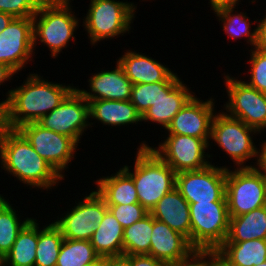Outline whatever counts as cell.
<instances>
[{"mask_svg":"<svg viewBox=\"0 0 266 266\" xmlns=\"http://www.w3.org/2000/svg\"><path fill=\"white\" fill-rule=\"evenodd\" d=\"M212 97L204 101L201 97L197 98V95H194L174 116L165 130V135L162 136L179 134L210 139L211 124L214 115L217 113L215 108L216 100Z\"/></svg>","mask_w":266,"mask_h":266,"instance_id":"2e32d148","label":"cell"},{"mask_svg":"<svg viewBox=\"0 0 266 266\" xmlns=\"http://www.w3.org/2000/svg\"><path fill=\"white\" fill-rule=\"evenodd\" d=\"M104 266H130V263L125 256L106 257Z\"/></svg>","mask_w":266,"mask_h":266,"instance_id":"ee69618b","label":"cell"},{"mask_svg":"<svg viewBox=\"0 0 266 266\" xmlns=\"http://www.w3.org/2000/svg\"><path fill=\"white\" fill-rule=\"evenodd\" d=\"M137 150L134 168L131 165L122 168L133 178L139 203L150 212L166 193L175 188L176 172L146 141H141Z\"/></svg>","mask_w":266,"mask_h":266,"instance_id":"277c9868","label":"cell"},{"mask_svg":"<svg viewBox=\"0 0 266 266\" xmlns=\"http://www.w3.org/2000/svg\"><path fill=\"white\" fill-rule=\"evenodd\" d=\"M216 251L231 266H258L266 262V239L224 242Z\"/></svg>","mask_w":266,"mask_h":266,"instance_id":"484cf974","label":"cell"},{"mask_svg":"<svg viewBox=\"0 0 266 266\" xmlns=\"http://www.w3.org/2000/svg\"><path fill=\"white\" fill-rule=\"evenodd\" d=\"M158 221L180 232L191 244L190 207L186 199L175 187L166 193L149 212Z\"/></svg>","mask_w":266,"mask_h":266,"instance_id":"ffe728a7","label":"cell"},{"mask_svg":"<svg viewBox=\"0 0 266 266\" xmlns=\"http://www.w3.org/2000/svg\"><path fill=\"white\" fill-rule=\"evenodd\" d=\"M29 75L20 86L6 93V124L8 129L38 122L43 116L58 107L75 88L74 84L50 82L37 73Z\"/></svg>","mask_w":266,"mask_h":266,"instance_id":"6da1fadb","label":"cell"},{"mask_svg":"<svg viewBox=\"0 0 266 266\" xmlns=\"http://www.w3.org/2000/svg\"><path fill=\"white\" fill-rule=\"evenodd\" d=\"M105 258L100 257L97 261L84 265V266H104Z\"/></svg>","mask_w":266,"mask_h":266,"instance_id":"7dc6e473","label":"cell"},{"mask_svg":"<svg viewBox=\"0 0 266 266\" xmlns=\"http://www.w3.org/2000/svg\"><path fill=\"white\" fill-rule=\"evenodd\" d=\"M227 168L213 162L201 170L177 173L175 187L188 203L227 201Z\"/></svg>","mask_w":266,"mask_h":266,"instance_id":"4fadbf2b","label":"cell"},{"mask_svg":"<svg viewBox=\"0 0 266 266\" xmlns=\"http://www.w3.org/2000/svg\"><path fill=\"white\" fill-rule=\"evenodd\" d=\"M130 266H164L165 263L150 255H125Z\"/></svg>","mask_w":266,"mask_h":266,"instance_id":"8d00e7d4","label":"cell"},{"mask_svg":"<svg viewBox=\"0 0 266 266\" xmlns=\"http://www.w3.org/2000/svg\"><path fill=\"white\" fill-rule=\"evenodd\" d=\"M37 221L32 218L18 233L12 248L2 259V266H35L39 223Z\"/></svg>","mask_w":266,"mask_h":266,"instance_id":"4316f807","label":"cell"},{"mask_svg":"<svg viewBox=\"0 0 266 266\" xmlns=\"http://www.w3.org/2000/svg\"><path fill=\"white\" fill-rule=\"evenodd\" d=\"M152 232L153 217L150 213L125 228L123 234V256L149 255Z\"/></svg>","mask_w":266,"mask_h":266,"instance_id":"f1b7e54d","label":"cell"},{"mask_svg":"<svg viewBox=\"0 0 266 266\" xmlns=\"http://www.w3.org/2000/svg\"><path fill=\"white\" fill-rule=\"evenodd\" d=\"M257 134L261 135L255 128L228 116L221 109L213 117L209 144L214 142V146L220 147L236 168H251L256 166L260 150L253 138ZM254 159L256 162H253ZM250 160H253L251 163L254 165Z\"/></svg>","mask_w":266,"mask_h":266,"instance_id":"5b68a950","label":"cell"},{"mask_svg":"<svg viewBox=\"0 0 266 266\" xmlns=\"http://www.w3.org/2000/svg\"><path fill=\"white\" fill-rule=\"evenodd\" d=\"M33 149L64 179L65 171L76 157L78 144L70 137L46 129L38 122L28 123L17 129ZM70 163V164H69Z\"/></svg>","mask_w":266,"mask_h":266,"instance_id":"7c38bea8","label":"cell"},{"mask_svg":"<svg viewBox=\"0 0 266 266\" xmlns=\"http://www.w3.org/2000/svg\"><path fill=\"white\" fill-rule=\"evenodd\" d=\"M123 234V227L108 209L90 242L100 257H119L123 256Z\"/></svg>","mask_w":266,"mask_h":266,"instance_id":"cb8c5ba5","label":"cell"},{"mask_svg":"<svg viewBox=\"0 0 266 266\" xmlns=\"http://www.w3.org/2000/svg\"><path fill=\"white\" fill-rule=\"evenodd\" d=\"M0 167L29 189L52 190L64 179L16 129H7L0 139Z\"/></svg>","mask_w":266,"mask_h":266,"instance_id":"7a4b0ae2","label":"cell"},{"mask_svg":"<svg viewBox=\"0 0 266 266\" xmlns=\"http://www.w3.org/2000/svg\"><path fill=\"white\" fill-rule=\"evenodd\" d=\"M228 100L223 110L230 117L244 122L260 133L266 129V94L249 86L244 78L239 79L231 74H223ZM233 76V77H232ZM244 80V81H243Z\"/></svg>","mask_w":266,"mask_h":266,"instance_id":"9c48e42d","label":"cell"},{"mask_svg":"<svg viewBox=\"0 0 266 266\" xmlns=\"http://www.w3.org/2000/svg\"><path fill=\"white\" fill-rule=\"evenodd\" d=\"M107 207L123 229L141 220L149 213L140 203L107 205Z\"/></svg>","mask_w":266,"mask_h":266,"instance_id":"e575fe53","label":"cell"},{"mask_svg":"<svg viewBox=\"0 0 266 266\" xmlns=\"http://www.w3.org/2000/svg\"><path fill=\"white\" fill-rule=\"evenodd\" d=\"M241 0H209L211 10L215 11L223 7H238Z\"/></svg>","mask_w":266,"mask_h":266,"instance_id":"b9f144b4","label":"cell"},{"mask_svg":"<svg viewBox=\"0 0 266 266\" xmlns=\"http://www.w3.org/2000/svg\"><path fill=\"white\" fill-rule=\"evenodd\" d=\"M204 266H231L221 255L215 250H204Z\"/></svg>","mask_w":266,"mask_h":266,"instance_id":"f35d334b","label":"cell"},{"mask_svg":"<svg viewBox=\"0 0 266 266\" xmlns=\"http://www.w3.org/2000/svg\"><path fill=\"white\" fill-rule=\"evenodd\" d=\"M249 60L246 61L250 67L247 70L250 76L245 81L249 86L266 94V51L256 47L249 50Z\"/></svg>","mask_w":266,"mask_h":266,"instance_id":"836d02e7","label":"cell"},{"mask_svg":"<svg viewBox=\"0 0 266 266\" xmlns=\"http://www.w3.org/2000/svg\"><path fill=\"white\" fill-rule=\"evenodd\" d=\"M190 89L182 81L174 90H163V95L142 115V122H152L166 130L174 116L196 95Z\"/></svg>","mask_w":266,"mask_h":266,"instance_id":"7402d4cb","label":"cell"},{"mask_svg":"<svg viewBox=\"0 0 266 266\" xmlns=\"http://www.w3.org/2000/svg\"><path fill=\"white\" fill-rule=\"evenodd\" d=\"M38 123L46 129L72 138L79 145L81 136L88 127L92 130L89 102L75 87L58 107L43 116Z\"/></svg>","mask_w":266,"mask_h":266,"instance_id":"5bb4252c","label":"cell"},{"mask_svg":"<svg viewBox=\"0 0 266 266\" xmlns=\"http://www.w3.org/2000/svg\"><path fill=\"white\" fill-rule=\"evenodd\" d=\"M83 29L87 32L91 46L100 41L130 33L135 20L137 5L120 0H90Z\"/></svg>","mask_w":266,"mask_h":266,"instance_id":"8992f818","label":"cell"},{"mask_svg":"<svg viewBox=\"0 0 266 266\" xmlns=\"http://www.w3.org/2000/svg\"><path fill=\"white\" fill-rule=\"evenodd\" d=\"M195 251L187 237L171 229L166 223L153 218L150 256L169 263L184 260Z\"/></svg>","mask_w":266,"mask_h":266,"instance_id":"d6986e66","label":"cell"},{"mask_svg":"<svg viewBox=\"0 0 266 266\" xmlns=\"http://www.w3.org/2000/svg\"><path fill=\"white\" fill-rule=\"evenodd\" d=\"M74 204L73 208L67 209L52 222L60 229L65 239L90 241L108 210L106 202L93 190L81 200H75Z\"/></svg>","mask_w":266,"mask_h":266,"instance_id":"8fae6325","label":"cell"},{"mask_svg":"<svg viewBox=\"0 0 266 266\" xmlns=\"http://www.w3.org/2000/svg\"><path fill=\"white\" fill-rule=\"evenodd\" d=\"M227 168L226 200L229 217L266 206V181L255 168Z\"/></svg>","mask_w":266,"mask_h":266,"instance_id":"ba28073f","label":"cell"},{"mask_svg":"<svg viewBox=\"0 0 266 266\" xmlns=\"http://www.w3.org/2000/svg\"><path fill=\"white\" fill-rule=\"evenodd\" d=\"M260 143V150L255 168L262 174L263 179L266 181V140H262Z\"/></svg>","mask_w":266,"mask_h":266,"instance_id":"60d3db41","label":"cell"},{"mask_svg":"<svg viewBox=\"0 0 266 266\" xmlns=\"http://www.w3.org/2000/svg\"><path fill=\"white\" fill-rule=\"evenodd\" d=\"M13 18L11 14L0 12V33L8 26Z\"/></svg>","mask_w":266,"mask_h":266,"instance_id":"bcb514c9","label":"cell"},{"mask_svg":"<svg viewBox=\"0 0 266 266\" xmlns=\"http://www.w3.org/2000/svg\"><path fill=\"white\" fill-rule=\"evenodd\" d=\"M266 239V206L229 218V231L224 242Z\"/></svg>","mask_w":266,"mask_h":266,"instance_id":"d4e9b609","label":"cell"},{"mask_svg":"<svg viewBox=\"0 0 266 266\" xmlns=\"http://www.w3.org/2000/svg\"><path fill=\"white\" fill-rule=\"evenodd\" d=\"M164 266H204V250H196L188 258L165 263Z\"/></svg>","mask_w":266,"mask_h":266,"instance_id":"74e56055","label":"cell"},{"mask_svg":"<svg viewBox=\"0 0 266 266\" xmlns=\"http://www.w3.org/2000/svg\"><path fill=\"white\" fill-rule=\"evenodd\" d=\"M158 147L150 146L175 172L201 170L212 164L210 139L168 134ZM210 146V147H209ZM207 151V152H205ZM209 153V154H208ZM211 157V158H210Z\"/></svg>","mask_w":266,"mask_h":266,"instance_id":"30bf717a","label":"cell"},{"mask_svg":"<svg viewBox=\"0 0 266 266\" xmlns=\"http://www.w3.org/2000/svg\"><path fill=\"white\" fill-rule=\"evenodd\" d=\"M99 258L90 241L64 238L56 266H84Z\"/></svg>","mask_w":266,"mask_h":266,"instance_id":"1f68e13d","label":"cell"},{"mask_svg":"<svg viewBox=\"0 0 266 266\" xmlns=\"http://www.w3.org/2000/svg\"><path fill=\"white\" fill-rule=\"evenodd\" d=\"M35 54L32 17H14L0 33V63L10 66L19 74L27 68Z\"/></svg>","mask_w":266,"mask_h":266,"instance_id":"9a60e30c","label":"cell"},{"mask_svg":"<svg viewBox=\"0 0 266 266\" xmlns=\"http://www.w3.org/2000/svg\"><path fill=\"white\" fill-rule=\"evenodd\" d=\"M87 82L90 88H87L88 90L76 86L86 100L129 101L131 99L132 83L118 61L113 70L101 69L98 73H92Z\"/></svg>","mask_w":266,"mask_h":266,"instance_id":"e0dca14e","label":"cell"},{"mask_svg":"<svg viewBox=\"0 0 266 266\" xmlns=\"http://www.w3.org/2000/svg\"><path fill=\"white\" fill-rule=\"evenodd\" d=\"M44 0H0V12L15 18L33 17Z\"/></svg>","mask_w":266,"mask_h":266,"instance_id":"d590c367","label":"cell"},{"mask_svg":"<svg viewBox=\"0 0 266 266\" xmlns=\"http://www.w3.org/2000/svg\"><path fill=\"white\" fill-rule=\"evenodd\" d=\"M258 266H266V262H264V263H262V264H260Z\"/></svg>","mask_w":266,"mask_h":266,"instance_id":"681fc988","label":"cell"},{"mask_svg":"<svg viewBox=\"0 0 266 266\" xmlns=\"http://www.w3.org/2000/svg\"><path fill=\"white\" fill-rule=\"evenodd\" d=\"M89 102V120L100 122L104 127L141 125L142 116L131 101L87 100Z\"/></svg>","mask_w":266,"mask_h":266,"instance_id":"44dd1931","label":"cell"},{"mask_svg":"<svg viewBox=\"0 0 266 266\" xmlns=\"http://www.w3.org/2000/svg\"><path fill=\"white\" fill-rule=\"evenodd\" d=\"M191 245L196 250H217L229 231L227 201L189 203Z\"/></svg>","mask_w":266,"mask_h":266,"instance_id":"52a82bcc","label":"cell"},{"mask_svg":"<svg viewBox=\"0 0 266 266\" xmlns=\"http://www.w3.org/2000/svg\"><path fill=\"white\" fill-rule=\"evenodd\" d=\"M17 73L10 67L5 64L0 63V86L5 85L4 83L13 80V76Z\"/></svg>","mask_w":266,"mask_h":266,"instance_id":"7bdbcfd3","label":"cell"},{"mask_svg":"<svg viewBox=\"0 0 266 266\" xmlns=\"http://www.w3.org/2000/svg\"><path fill=\"white\" fill-rule=\"evenodd\" d=\"M181 82L159 81L132 85L130 101L142 116L163 95V90H174Z\"/></svg>","mask_w":266,"mask_h":266,"instance_id":"d6a6232c","label":"cell"},{"mask_svg":"<svg viewBox=\"0 0 266 266\" xmlns=\"http://www.w3.org/2000/svg\"><path fill=\"white\" fill-rule=\"evenodd\" d=\"M116 61L122 66L132 85L159 81H182L173 69L171 70L165 64L159 63L149 55L146 56L145 53L136 52V50H126Z\"/></svg>","mask_w":266,"mask_h":266,"instance_id":"ac0fdd59","label":"cell"},{"mask_svg":"<svg viewBox=\"0 0 266 266\" xmlns=\"http://www.w3.org/2000/svg\"><path fill=\"white\" fill-rule=\"evenodd\" d=\"M40 227L38 224L35 266H56L64 237L53 222Z\"/></svg>","mask_w":266,"mask_h":266,"instance_id":"f546056e","label":"cell"},{"mask_svg":"<svg viewBox=\"0 0 266 266\" xmlns=\"http://www.w3.org/2000/svg\"><path fill=\"white\" fill-rule=\"evenodd\" d=\"M11 201L0 208V258L3 259L12 248L18 233L33 217H25L22 221Z\"/></svg>","mask_w":266,"mask_h":266,"instance_id":"4dcf8cb0","label":"cell"},{"mask_svg":"<svg viewBox=\"0 0 266 266\" xmlns=\"http://www.w3.org/2000/svg\"><path fill=\"white\" fill-rule=\"evenodd\" d=\"M7 129L6 103L4 101H0V139L3 137V134Z\"/></svg>","mask_w":266,"mask_h":266,"instance_id":"f6af8a7d","label":"cell"},{"mask_svg":"<svg viewBox=\"0 0 266 266\" xmlns=\"http://www.w3.org/2000/svg\"><path fill=\"white\" fill-rule=\"evenodd\" d=\"M257 20V43L255 47L266 51V13L263 18H258Z\"/></svg>","mask_w":266,"mask_h":266,"instance_id":"ab89813d","label":"cell"},{"mask_svg":"<svg viewBox=\"0 0 266 266\" xmlns=\"http://www.w3.org/2000/svg\"><path fill=\"white\" fill-rule=\"evenodd\" d=\"M6 197H4L2 194H0V208L8 201Z\"/></svg>","mask_w":266,"mask_h":266,"instance_id":"c3c4849f","label":"cell"},{"mask_svg":"<svg viewBox=\"0 0 266 266\" xmlns=\"http://www.w3.org/2000/svg\"><path fill=\"white\" fill-rule=\"evenodd\" d=\"M234 9H238V7H223L213 11V13L216 14V19H218L219 22L221 21V25L223 24L221 27L229 39L231 38L233 41H236L244 37L246 38V44L250 45L252 49L257 43V27L253 29L251 25H256L258 20L255 19V21L252 22L246 12H239Z\"/></svg>","mask_w":266,"mask_h":266,"instance_id":"83f0119b","label":"cell"},{"mask_svg":"<svg viewBox=\"0 0 266 266\" xmlns=\"http://www.w3.org/2000/svg\"><path fill=\"white\" fill-rule=\"evenodd\" d=\"M96 191L104 198L106 205L139 203L133 178L121 167L109 176L96 181Z\"/></svg>","mask_w":266,"mask_h":266,"instance_id":"603a6c76","label":"cell"},{"mask_svg":"<svg viewBox=\"0 0 266 266\" xmlns=\"http://www.w3.org/2000/svg\"><path fill=\"white\" fill-rule=\"evenodd\" d=\"M71 0H44L33 19V48L36 44L47 46L50 57L57 58L75 42L76 31L81 26L79 19L70 4ZM80 21V22H79ZM80 24V25H79Z\"/></svg>","mask_w":266,"mask_h":266,"instance_id":"3957f363","label":"cell"}]
</instances>
